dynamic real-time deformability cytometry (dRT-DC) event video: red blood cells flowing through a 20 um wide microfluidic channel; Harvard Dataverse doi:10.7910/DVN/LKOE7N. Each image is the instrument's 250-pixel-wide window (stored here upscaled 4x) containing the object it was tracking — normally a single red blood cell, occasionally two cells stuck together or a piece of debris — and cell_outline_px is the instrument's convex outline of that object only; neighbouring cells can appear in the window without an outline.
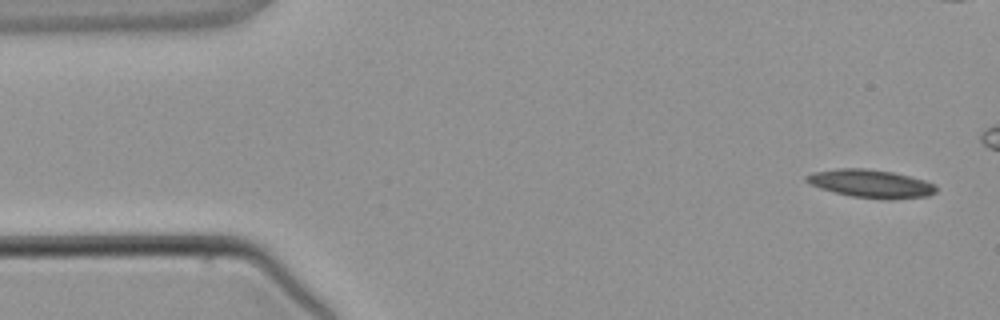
{"species": "common noctule bat (a hibernating species)", "species_latin": "Nyctalus noctula", "temperature_condition": "warm", "stored_images_in_passage": 4, "segment_of_instrument_passage": [2, 2], "camera_frame_rate_fps": 3000, "um_per_image_px": 0.085, "animal": {"sex": "male", "body_mass_g": 21.5, "forearm_length_mm": 52.0}, "frame": {"image": 1, "passage_image": 4, "time_ms": 4.667, "image_size_px": [1000, 320], "cell_outline_px": [[936, 192], [928, 196], [892, 200], [884, 200], [852, 196], [820, 188], [808, 184], [804, 180], [804, 176], [812, 172], [836, 168], [864, 168], [892, 172], [924, 180], [936, 184]], "centroid_in_image_um": [74.0, 15.61], "position_along_channel_um": 11.0, "area_um2": 21.44}}